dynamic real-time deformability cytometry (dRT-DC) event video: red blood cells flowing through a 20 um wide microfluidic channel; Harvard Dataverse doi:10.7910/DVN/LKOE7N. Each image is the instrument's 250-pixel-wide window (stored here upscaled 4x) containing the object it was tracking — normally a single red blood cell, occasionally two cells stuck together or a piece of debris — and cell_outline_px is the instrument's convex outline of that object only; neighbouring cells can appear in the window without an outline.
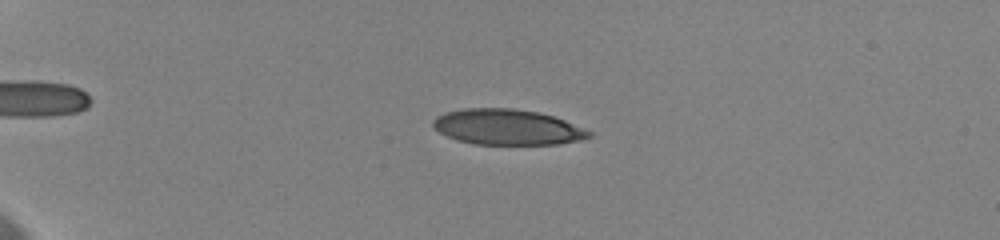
{"species": "human", "species_latin": "Homo sapiens", "temperature_condition": "cold", "stored_images_in_passage": 17, "camera_frame_rate_fps": 3000, "um_per_image_px": 0.085, "donor": {"sex": "female"}, "frame": {"image": 1, "passage_image": 12, "time_ms": 5.0, "image_size_px": [1000, 240], "cell_outline_px": [[592, 136], [584, 140], [560, 144], [476, 144], [456, 140], [440, 132], [432, 124], [432, 120], [436, 116], [444, 112], [464, 108], [512, 108], [540, 112], [564, 120], [592, 132]], "centroid_in_image_um": [43.13, 10.8], "position_along_channel_um": 41.9, "area_um2": 32.43}}